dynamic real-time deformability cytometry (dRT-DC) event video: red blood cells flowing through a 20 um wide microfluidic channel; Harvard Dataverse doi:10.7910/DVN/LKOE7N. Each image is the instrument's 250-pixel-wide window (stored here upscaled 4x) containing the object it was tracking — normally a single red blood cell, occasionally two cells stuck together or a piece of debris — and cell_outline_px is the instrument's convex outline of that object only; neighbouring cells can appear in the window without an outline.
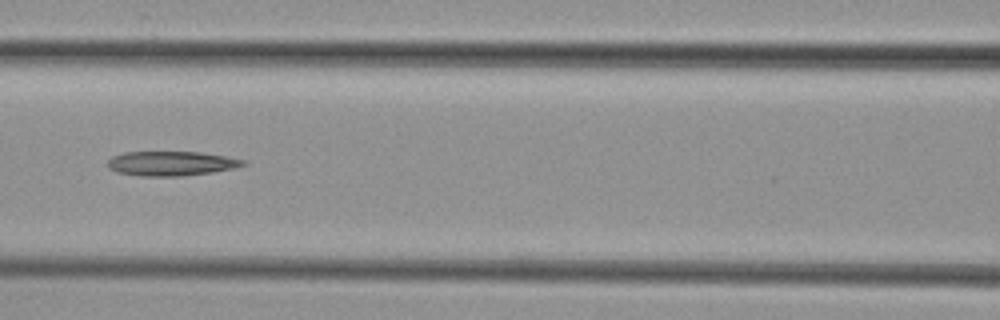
{"species": "common noctule bat (a hibernating species)", "species_latin": "Nyctalus noctula", "temperature_condition": "cold", "stored_images_in_passage": 10, "camera_frame_rate_fps": 3000, "um_per_image_px": 0.085, "animal": {"sex": "female", "body_mass_g": 29.2, "forearm_length_mm": 56.3}, "frame": {"image": 1, "passage_image": 6, "time_ms": 7.0, "image_size_px": [1000, 320], "cell_outline_px": [[248, 164], [236, 168], [212, 172], [180, 176], [140, 176], [116, 172], [108, 168], [108, 160], [112, 156], [124, 152], [200, 152], [248, 160]], "centroid_in_image_um": [14.58, 13.89], "position_along_channel_um": 152.0, "area_um2": 19.48}}
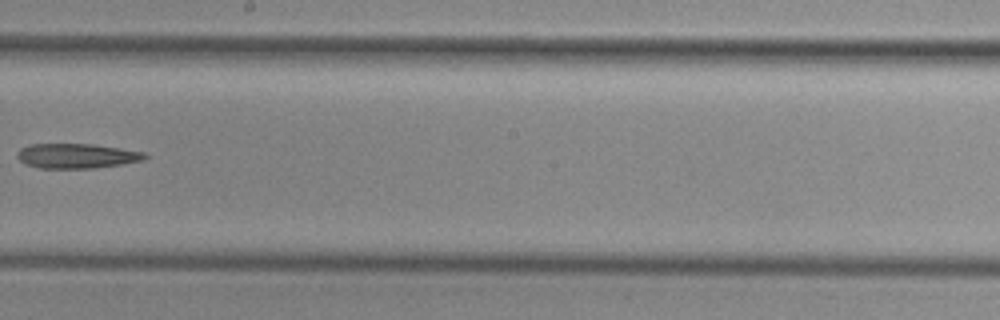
{"frame": {"image": 2, "passage_image": 8, "time_ms": 9.333, "image_size_px": [1000, 320], "cell_outline_px": [[148, 156], [144, 160], [124, 164], [96, 168], [40, 168], [24, 164], [16, 156], [16, 152], [20, 148], [28, 144], [92, 144], [120, 148], [144, 152]], "centroid_in_image_um": [6.5, 13.25], "position_along_channel_um": 241.7, "area_um2": 18.61}}
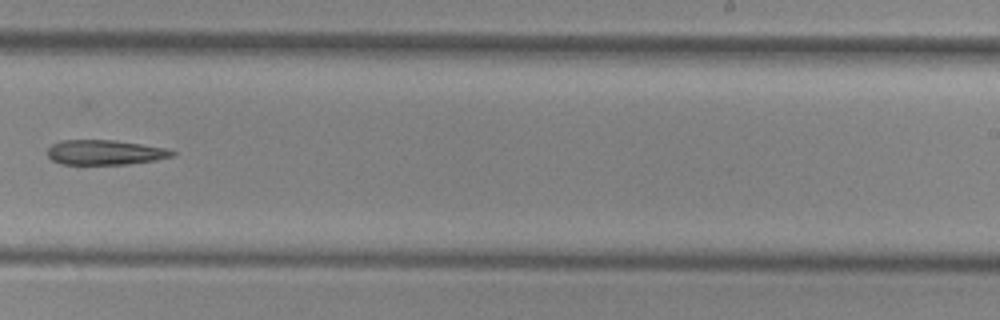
{"frame": {"image": 3, "passage_image": 9, "time_ms": 10.333, "image_size_px": [1000, 320], "cell_outline_px": [[176, 156], [156, 160], [128, 164], [60, 164], [52, 160], [48, 156], [48, 148], [52, 144], [60, 140], [112, 140], [168, 148], [176, 152]], "centroid_in_image_um": [8.95, 12.95], "position_along_channel_um": 280.1, "area_um2": 18.15}}